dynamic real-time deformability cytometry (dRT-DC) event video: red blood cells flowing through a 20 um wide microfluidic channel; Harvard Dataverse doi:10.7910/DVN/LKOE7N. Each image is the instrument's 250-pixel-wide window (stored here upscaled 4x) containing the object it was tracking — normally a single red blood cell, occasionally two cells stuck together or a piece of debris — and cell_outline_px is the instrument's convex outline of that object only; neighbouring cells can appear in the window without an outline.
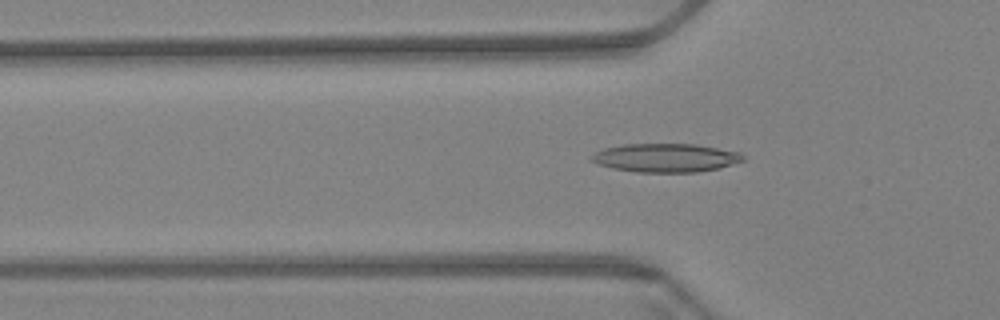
{"species": "Egyptian fruit bat (a non-hibernating species)", "species_latin": "Rousettus aegyptiacus", "temperature_condition": "warm", "stored_images_in_passage": 52, "camera_frame_rate_fps": 3000, "um_per_image_px": 0.085, "animal": {"sex": "female"}, "frame": {"image": 1, "passage_image": 20, "time_ms": 6.333, "image_size_px": [1000, 320], "cell_outline_px": [[744, 160], [720, 168], [696, 172], [636, 172], [612, 168], [600, 164], [592, 160], [592, 156], [596, 152], [604, 148], [624, 144], [696, 144], [740, 152], [744, 156]], "centroid_in_image_um": [56.62, 13.41], "position_along_channel_um": 69.2, "area_um2": 25.09}}
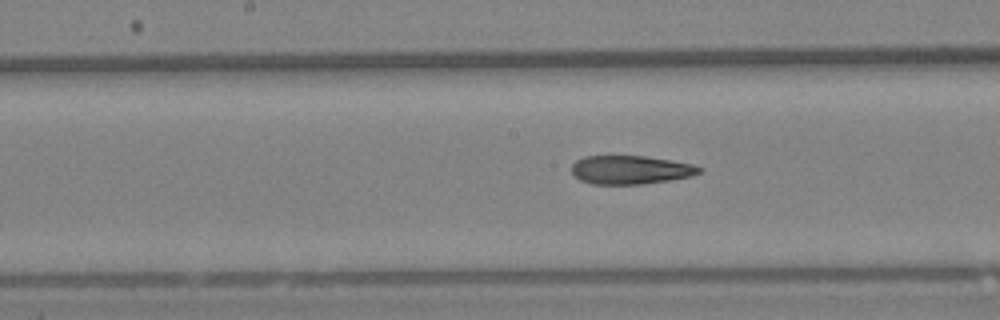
{"frame": {"image": 2, "passage_image": 31, "time_ms": 10.0, "image_size_px": [1000, 320], "cell_outline_px": [[704, 168], [700, 172], [692, 176], [668, 180], [640, 184], [592, 184], [580, 180], [572, 172], [572, 164], [576, 160], [584, 156], [644, 156], [692, 164]], "centroid_in_image_um": [53.58, 14.43], "position_along_channel_um": 194.6, "area_um2": 21.1}}
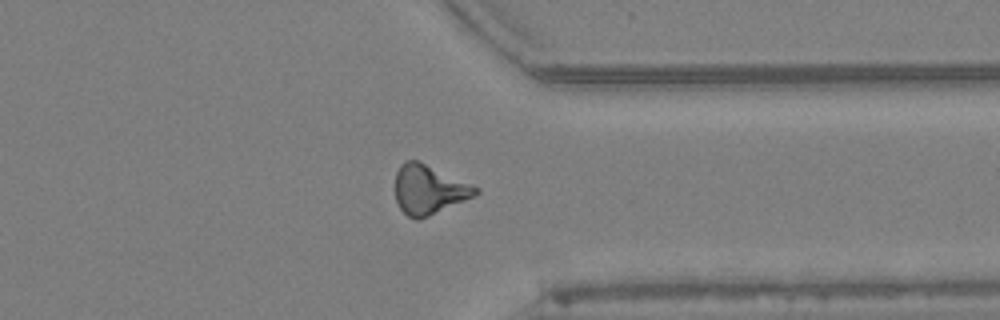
{"frame": {"image": 3, "passage_image": 47, "time_ms": 15.333, "image_size_px": [1000, 320], "cell_outline_px": [[480, 192], [464, 200], [428, 216], [416, 220], [408, 216], [400, 208], [396, 200], [396, 172], [400, 164], [404, 160], [416, 160], [480, 188]], "centroid_in_image_um": [36.42, 16.11], "position_along_channel_um": 375.0, "area_um2": 22.54}}